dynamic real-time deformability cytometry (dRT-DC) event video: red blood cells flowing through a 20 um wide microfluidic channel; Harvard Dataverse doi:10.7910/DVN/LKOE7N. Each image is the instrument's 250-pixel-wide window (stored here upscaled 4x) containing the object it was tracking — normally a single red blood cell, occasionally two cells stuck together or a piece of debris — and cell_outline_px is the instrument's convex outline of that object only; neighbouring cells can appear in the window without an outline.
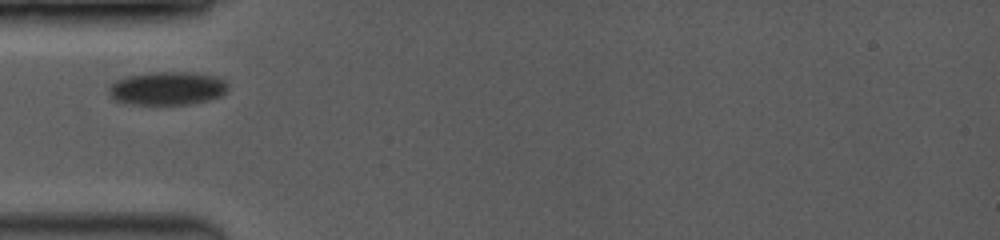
{"species": "common noctule bat (a hibernating species)", "species_latin": "Nyctalus noctula", "temperature_condition": "room temperature", "stored_images_in_passage": 44, "camera_frame_rate_fps": 3500, "um_per_image_px": 0.085, "animal": {"sex": "female", "body_mass_g": 19.0, "forearm_length_mm": 53.3}, "frame": {"image": 1, "passage_image": 1, "time_ms": 0.0, "image_size_px": [1000, 240], "cell_outline_px": [[228, 88], [220, 96], [208, 100], [188, 104], [132, 104], [116, 100], [108, 92], [108, 88], [116, 80], [124, 76], [152, 72], [196, 72], [216, 76], [224, 80], [228, 84]], "centroid_in_image_um": [14.23, 7.49], "position_along_channel_um": 70.8, "area_um2": 23.18}}
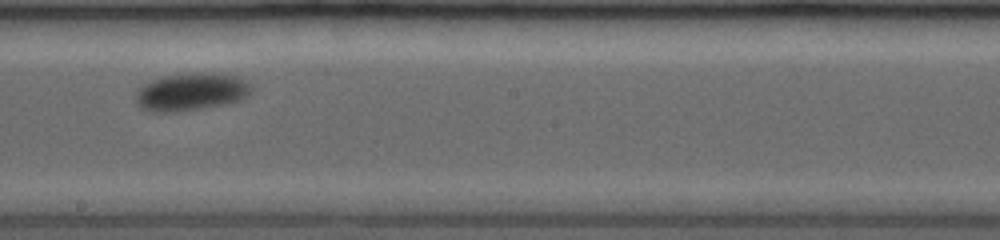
{"frame": {"image": 2, "passage_image": 19, "time_ms": 4.286, "image_size_px": [1000, 240], "cell_outline_px": [[252, 88], [248, 96], [240, 100], [224, 104], [176, 112], [152, 112], [140, 108], [136, 104], [136, 92], [144, 84], [152, 80], [164, 76], [192, 72], [212, 72], [236, 76], [248, 80]], "centroid_in_image_um": [16.26, 7.79], "position_along_channel_um": 231.9, "area_um2": 25.61}}
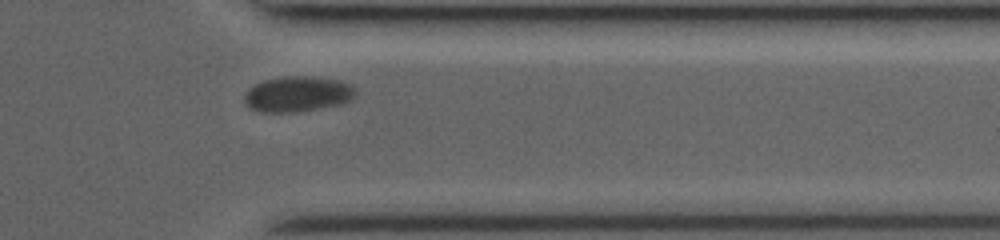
{"frame": {"image": 3, "passage_image": 37, "time_ms": 8.286, "image_size_px": [1000, 240], "cell_outline_px": [[356, 96], [352, 100], [340, 104], [296, 112], [260, 112], [248, 108], [244, 104], [244, 96], [256, 84], [264, 80], [284, 76], [312, 76], [340, 80], [352, 84], [356, 88]], "centroid_in_image_um": [25.34, 7.99], "position_along_channel_um": 386.1, "area_um2": 23.18}}